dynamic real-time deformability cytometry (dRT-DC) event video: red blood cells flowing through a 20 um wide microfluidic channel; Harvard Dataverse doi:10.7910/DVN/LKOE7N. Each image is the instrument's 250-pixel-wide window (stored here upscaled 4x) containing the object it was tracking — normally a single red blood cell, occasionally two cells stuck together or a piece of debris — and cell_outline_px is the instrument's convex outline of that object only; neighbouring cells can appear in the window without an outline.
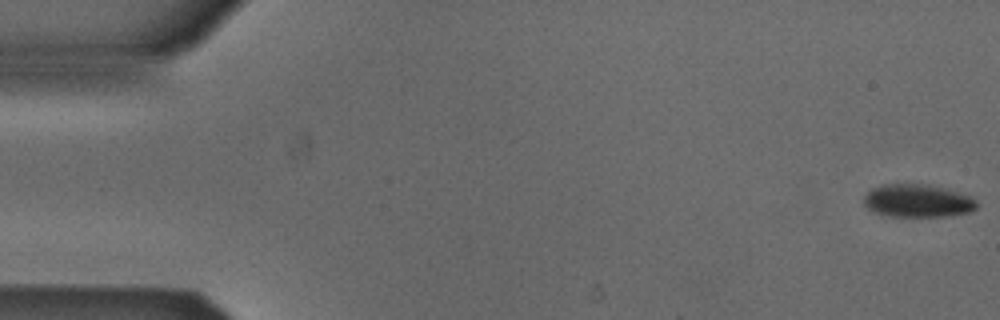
{"species": "Egyptian fruit bat (a non-hibernating species)", "species_latin": "Rousettus aegyptiacus", "temperature_condition": "cold", "stored_images_in_passage": 47, "camera_frame_rate_fps": 3000, "um_per_image_px": 0.085, "animal": {"sex": "male"}, "frame": {"image": 1, "passage_image": 1, "time_ms": 0.0, "image_size_px": [1000, 320], "cell_outline_px": [[976, 208], [968, 212], [944, 216], [888, 216], [876, 212], [868, 208], [864, 204], [864, 196], [872, 188], [884, 184], [928, 184], [944, 188], [972, 196], [976, 200]], "centroid_in_image_um": [77.99, 17.06], "position_along_channel_um": 7.0, "area_um2": 21.5}}
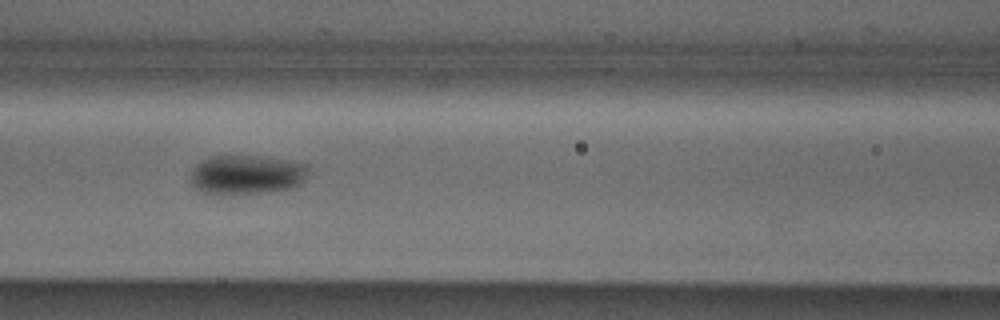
{"frame": {"image": 2, "passage_image": 23, "time_ms": 7.333, "image_size_px": [1000, 320], "cell_outline_px": [[308, 176], [300, 184], [292, 188], [264, 192], [224, 196], [212, 196], [200, 192], [188, 180], [192, 172], [208, 156], [260, 156], [288, 160], [308, 164]], "centroid_in_image_um": [20.95, 14.88], "position_along_channel_um": 145.6, "area_um2": 27.57}}
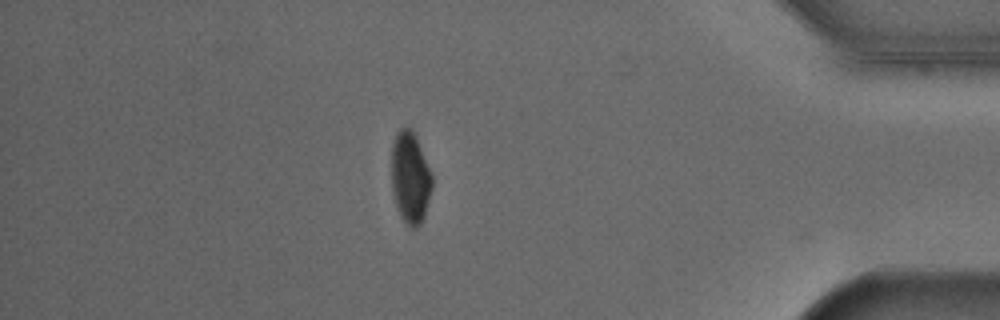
{"frame": {"image": 3, "passage_image": 46, "time_ms": 15.0, "image_size_px": [1000, 320], "cell_outline_px": [[432, 188], [424, 216], [420, 224], [416, 228], [412, 228], [400, 216], [396, 208], [392, 188], [392, 144], [396, 132], [400, 128], [412, 128], [416, 136], [432, 172]], "centroid_in_image_um": [34.88, 15.07], "position_along_channel_um": 400.3, "area_um2": 21.79}, "authors_computed_cell_mechanics": {"area_um2": 24.2182, "velocity_mm_per_s": 3.8694, "shape_relaxation_time_tau1_ms": 9.3962, "shape_relaxation_time_tau2_ms": null, "deformation_change_tau1": 0.1208, "deformation_change_tau2": null}}